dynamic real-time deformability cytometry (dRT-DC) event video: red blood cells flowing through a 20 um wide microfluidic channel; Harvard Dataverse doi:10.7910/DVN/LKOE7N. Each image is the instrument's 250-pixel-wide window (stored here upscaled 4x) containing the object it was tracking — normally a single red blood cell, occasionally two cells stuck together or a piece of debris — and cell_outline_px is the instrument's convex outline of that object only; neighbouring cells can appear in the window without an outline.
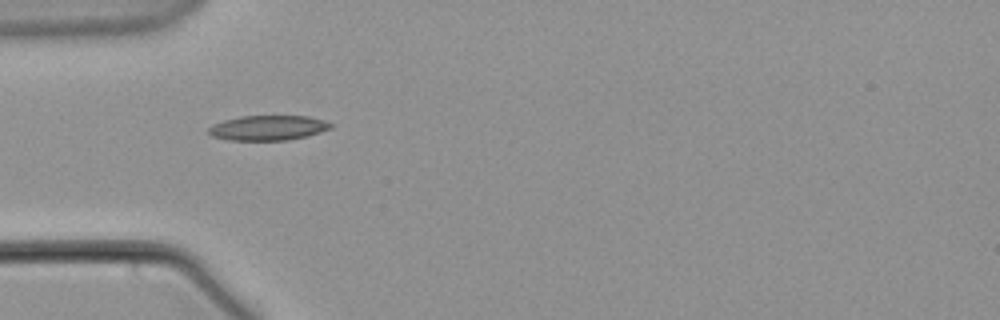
{"species": "common noctule bat (a hibernating species)", "species_latin": "Nyctalus noctula", "temperature_condition": "warm", "stored_images_in_passage": 42, "camera_frame_rate_fps": 3000, "um_per_image_px": 0.085, "animal": {"sex": "male", "body_mass_g": 21.5, "forearm_length_mm": 52.0}, "frame": {"image": 1, "passage_image": 1, "time_ms": 0.0, "image_size_px": [1000, 320], "cell_outline_px": [[332, 128], [308, 136], [288, 140], [228, 140], [212, 136], [208, 132], [208, 128], [212, 124], [224, 120], [240, 116], [308, 116], [324, 120], [332, 124]], "centroid_in_image_um": [22.78, 10.87], "position_along_channel_um": 62.2, "area_um2": 17.8}}
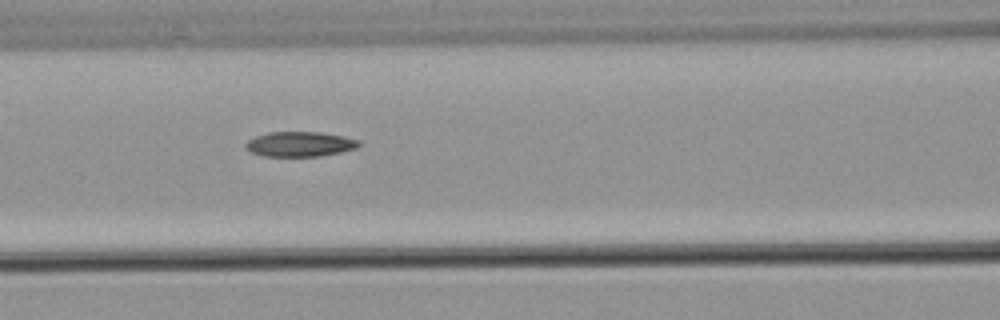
{"frame": {"image": 2, "passage_image": 8, "time_ms": 2.333, "image_size_px": [1000, 320], "cell_outline_px": [[360, 144], [356, 148], [340, 152], [320, 156], [264, 156], [248, 152], [244, 148], [244, 144], [248, 140], [256, 136], [268, 132], [320, 132], [360, 140]], "centroid_in_image_um": [25.43, 12.25], "position_along_channel_um": 141.2, "area_um2": 16.47}}
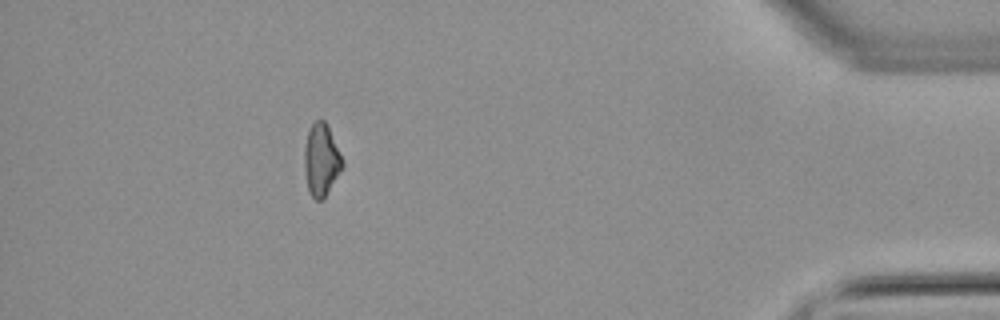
{"frame": {"image": 3, "passage_image": 36, "time_ms": 11.667, "image_size_px": [1000, 320], "cell_outline_px": [[344, 164], [324, 200], [316, 200], [308, 192], [304, 168], [304, 148], [308, 132], [312, 124], [316, 120], [324, 120], [344, 160]], "centroid_in_image_um": [27.3, 13.63], "position_along_channel_um": 407.9, "area_um2": 15.95}}